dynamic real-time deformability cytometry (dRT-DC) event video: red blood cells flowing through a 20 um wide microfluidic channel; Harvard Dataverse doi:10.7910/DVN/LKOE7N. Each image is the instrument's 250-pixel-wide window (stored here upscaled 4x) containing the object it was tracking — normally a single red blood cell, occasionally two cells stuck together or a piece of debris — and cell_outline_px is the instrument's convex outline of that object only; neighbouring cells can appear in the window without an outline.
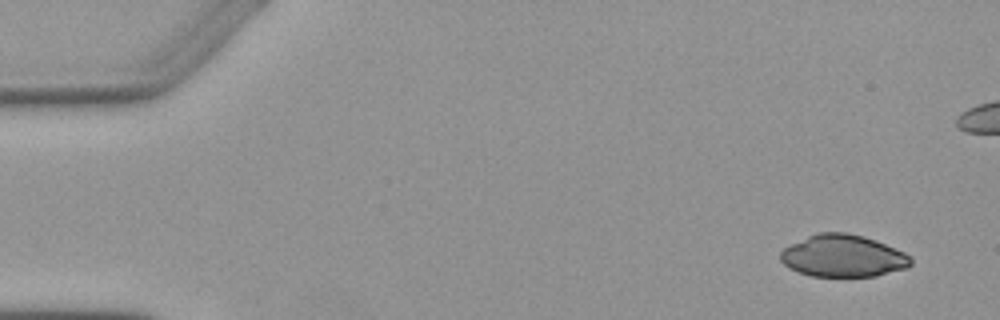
{"species": "Egyptian fruit bat (a non-hibernating species)", "species_latin": "Rousettus aegyptiacus", "temperature_condition": "warm", "stored_images_in_passage": 5, "camera_frame_rate_fps": 3000, "um_per_image_px": 0.085, "animal": {"sex": "female"}, "frame": {"image": 1, "passage_image": 1, "time_ms": 0.0, "image_size_px": [1000, 320], "cell_outline_px": [[912, 264], [908, 268], [876, 276], [812, 276], [800, 272], [784, 264], [780, 260], [780, 252], [784, 248], [816, 232], [848, 232], [864, 236], [876, 240], [904, 252], [912, 260]], "centroid_in_image_um": [71.68, 21.75], "position_along_channel_um": 13.3, "area_um2": 31.91}}